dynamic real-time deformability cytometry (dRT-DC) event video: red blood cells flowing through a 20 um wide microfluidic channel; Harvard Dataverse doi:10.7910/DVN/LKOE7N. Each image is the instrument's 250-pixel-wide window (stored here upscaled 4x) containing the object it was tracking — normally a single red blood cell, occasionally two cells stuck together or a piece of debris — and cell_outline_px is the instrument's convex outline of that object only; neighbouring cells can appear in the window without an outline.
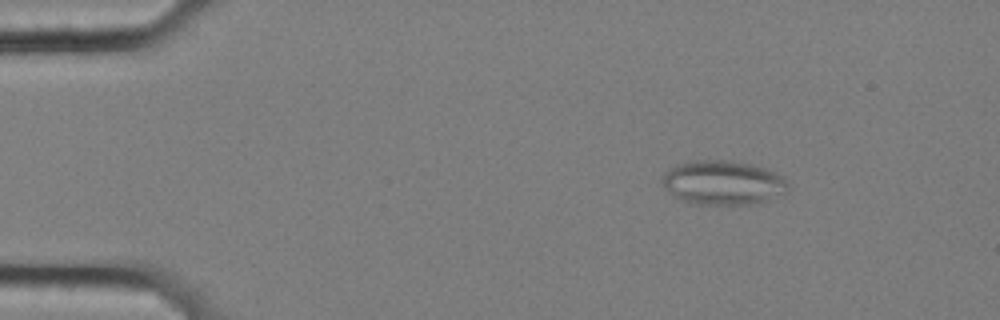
{"species": "common noctule bat (a hibernating species)", "species_latin": "Nyctalus noctula", "temperature_condition": "cold", "stored_images_in_passage": 58, "camera_frame_rate_fps": 3000, "um_per_image_px": 0.085, "animal": {"sex": "female", "body_mass_g": 25.1}, "frame": {"image": 1, "passage_image": 9, "time_ms": 2.667, "image_size_px": [1000, 320], "cell_outline_px": [[788, 188], [784, 192], [760, 204], [688, 204], [676, 196], [664, 184], [664, 176], [676, 164], [692, 160], [732, 160], [752, 164], [776, 172], [784, 176], [788, 184]], "centroid_in_image_um": [61.52, 15.52], "position_along_channel_um": 23.5, "area_um2": 32.25}}
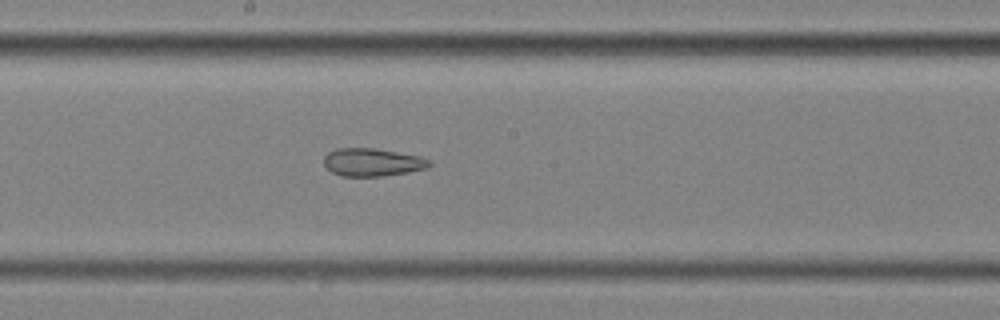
{"frame": {"image": 2, "passage_image": 32, "time_ms": 10.333, "image_size_px": [1000, 320], "cell_outline_px": [[432, 164], [428, 168], [408, 172], [384, 176], [340, 176], [332, 172], [324, 164], [324, 156], [328, 152], [336, 148], [376, 148], [420, 156], [432, 160]], "centroid_in_image_um": [31.68, 13.79], "position_along_channel_um": 216.5, "area_um2": 17.34}}
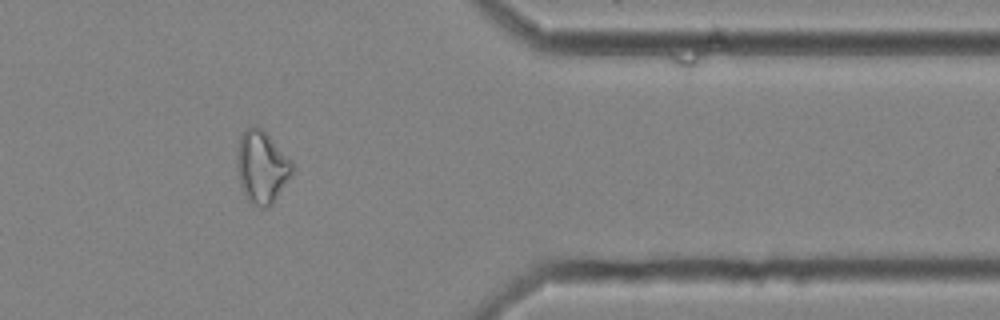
{"frame": {"image": 3, "passage_image": 48, "time_ms": 15.667, "image_size_px": [1000, 320], "cell_outline_px": [[292, 172], [272, 204], [268, 208], [260, 208], [248, 200], [240, 184], [236, 168], [236, 152], [240, 136], [248, 128], [256, 124], [292, 160]], "centroid_in_image_um": [22.21, 14.2], "position_along_channel_um": 389.2, "area_um2": 23.0}, "authors_computed_cell_mechanics": {"area_um2": 24.1026, "velocity_mm_per_s": 3.5363, "shape_relaxation_time_tau1_ms": null, "shape_relaxation_time_tau2_ms": 2.8336, "deformation_change_tau1": null, "deformation_change_tau2": 0.1115}}